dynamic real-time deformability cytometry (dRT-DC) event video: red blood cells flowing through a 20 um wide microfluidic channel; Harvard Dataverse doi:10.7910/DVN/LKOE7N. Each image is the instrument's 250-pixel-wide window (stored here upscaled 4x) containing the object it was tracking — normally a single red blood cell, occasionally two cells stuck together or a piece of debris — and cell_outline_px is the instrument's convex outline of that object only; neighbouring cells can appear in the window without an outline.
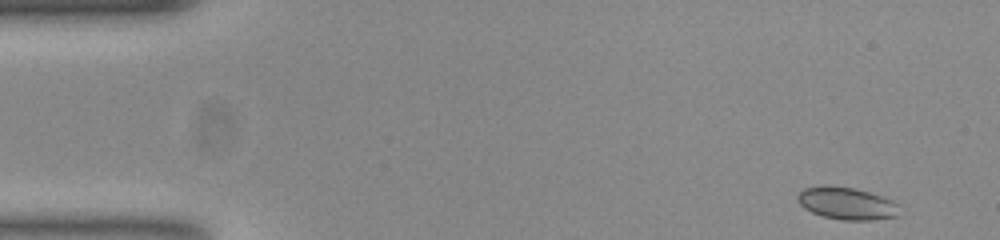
{"species": "common noctule bat (a hibernating species)", "species_latin": "Nyctalus noctula", "temperature_condition": "room temperature", "stored_images_in_passage": 15, "camera_frame_rate_fps": 3000, "um_per_image_px": 0.085, "animal": {"sex": "female", "body_mass_g": 23.0, "forearm_length_mm": 53.4}, "frame": {"image": 1, "passage_image": 1, "time_ms": 0.0, "image_size_px": [1000, 240], "cell_outline_px": [[900, 216], [872, 220], [844, 220], [824, 216], [812, 212], [804, 208], [796, 200], [796, 196], [804, 188], [852, 188], [868, 192], [892, 200], [896, 204]], "centroid_in_image_um": [72.0, 17.33], "position_along_channel_um": 13.0, "area_um2": 18.44}}
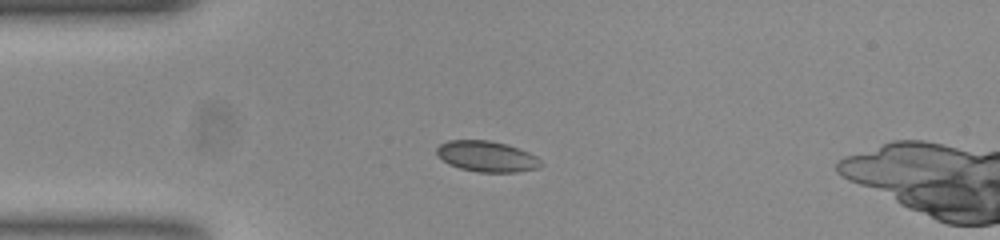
{"frame": {"image": 2, "passage_image": 11, "time_ms": 3.333, "image_size_px": [1000, 240], "cell_outline_px": [[544, 164], [536, 168], [516, 172], [480, 172], [460, 168], [448, 164], [436, 152], [436, 148], [440, 144], [448, 140], [488, 140], [508, 144], [528, 152], [536, 156]], "centroid_in_image_um": [41.38, 13.29], "position_along_channel_um": 43.6, "area_um2": 18.61}}
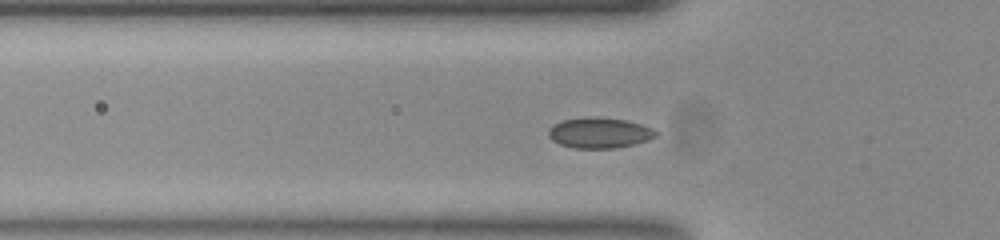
{"frame": {"image": 3, "passage_image": 15, "time_ms": 4.667, "image_size_px": [1000, 240], "cell_outline_px": [[656, 136], [648, 140], [616, 148], [572, 148], [560, 144], [552, 140], [548, 136], [548, 128], [552, 124], [564, 120], [588, 116], [600, 116], [624, 120], [640, 124], [652, 128], [656, 132]], "centroid_in_image_um": [50.9, 11.28], "position_along_channel_um": 74.9, "area_um2": 19.19}}